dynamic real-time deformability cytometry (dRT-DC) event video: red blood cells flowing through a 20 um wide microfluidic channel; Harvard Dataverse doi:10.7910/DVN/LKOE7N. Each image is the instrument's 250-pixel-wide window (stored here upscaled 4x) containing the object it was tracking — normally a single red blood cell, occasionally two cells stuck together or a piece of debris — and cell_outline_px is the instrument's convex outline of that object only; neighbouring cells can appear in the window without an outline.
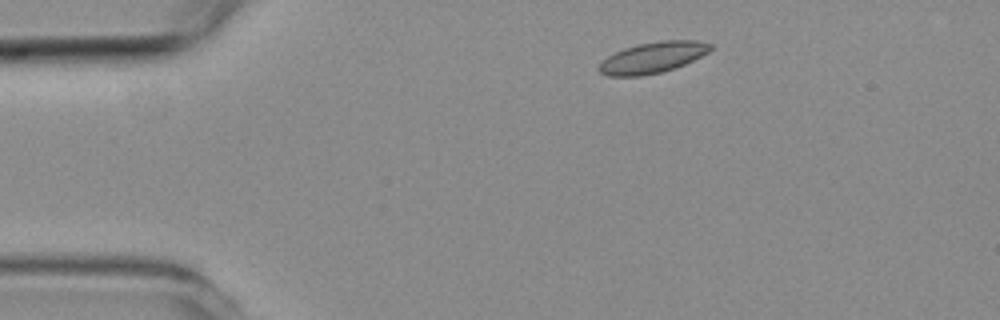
{"species": "common noctule bat (a hibernating species)", "species_latin": "Nyctalus noctula", "temperature_condition": "room temperature", "stored_images_in_passage": 4, "camera_frame_rate_fps": 3000, "um_per_image_px": 0.085, "animal": {"sex": "female", "body_mass_g": 19.3, "forearm_length_mm": 54.1}, "frame": {"image": 1, "passage_image": 1, "time_ms": 0.0, "image_size_px": [1000, 320], "cell_outline_px": [[712, 48], [708, 52], [684, 64], [660, 72], [640, 76], [608, 76], [600, 72], [596, 68], [608, 56], [624, 48], [640, 44], [660, 40], [696, 40], [712, 44]], "centroid_in_image_um": [55.46, 4.88], "position_along_channel_um": 29.5, "area_um2": 19.83}}
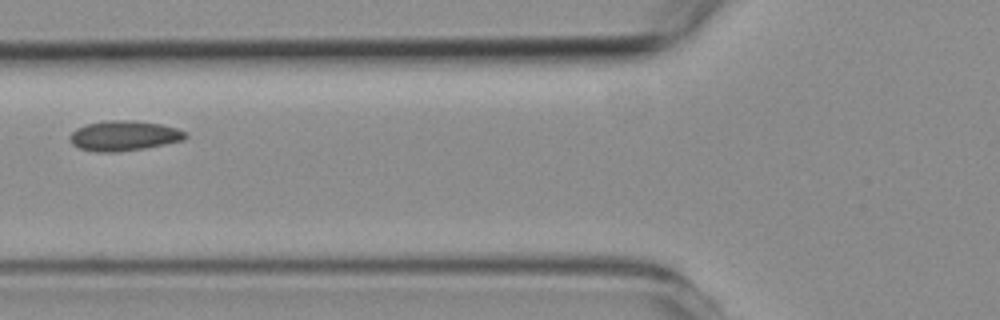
{"frame": {"image": 2, "passage_image": 4, "time_ms": 3.667, "image_size_px": [1000, 320], "cell_outline_px": [[188, 136], [184, 140], [144, 148], [116, 152], [96, 152], [80, 148], [72, 144], [68, 136], [76, 128], [88, 124], [104, 120], [136, 120], [160, 124], [176, 128], [188, 132]], "centroid_in_image_um": [10.54, 11.53], "position_along_channel_um": 115.3, "area_um2": 20.35}}